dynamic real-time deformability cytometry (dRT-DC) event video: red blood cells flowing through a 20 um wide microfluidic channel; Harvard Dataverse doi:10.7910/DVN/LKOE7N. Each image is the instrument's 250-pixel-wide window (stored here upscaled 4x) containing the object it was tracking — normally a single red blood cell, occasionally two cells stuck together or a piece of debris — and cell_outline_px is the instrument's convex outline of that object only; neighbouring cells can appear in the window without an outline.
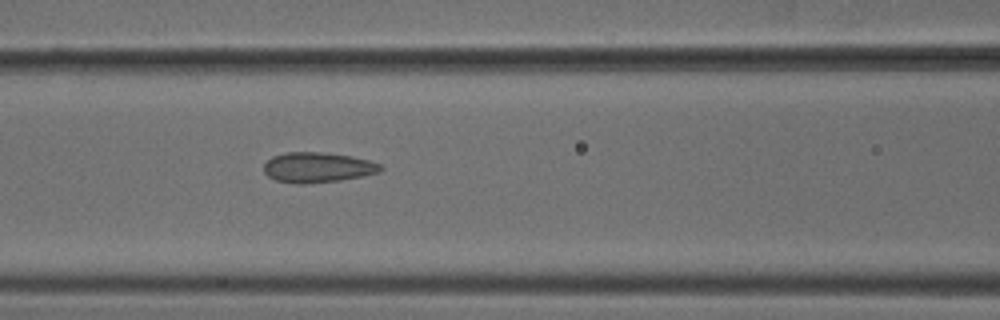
{"species": "common noctule bat (a hibernating species)", "species_latin": "Nyctalus noctula", "temperature_condition": "cold", "stored_images_in_passage": 15, "camera_frame_rate_fps": 3000, "um_per_image_px": 0.085, "animal": {"sex": "male", "body_mass_g": 18.8}, "frame": {"image": 1, "passage_image": 15, "time_ms": 4.667, "image_size_px": [1000, 320], "cell_outline_px": [[384, 168], [380, 172], [340, 180], [304, 184], [296, 184], [276, 180], [268, 176], [264, 172], [264, 164], [272, 156], [284, 152], [324, 152], [352, 156], [368, 160], [380, 164]], "centroid_in_image_um": [26.98, 14.22], "position_along_channel_um": 139.6, "area_um2": 20.58}}